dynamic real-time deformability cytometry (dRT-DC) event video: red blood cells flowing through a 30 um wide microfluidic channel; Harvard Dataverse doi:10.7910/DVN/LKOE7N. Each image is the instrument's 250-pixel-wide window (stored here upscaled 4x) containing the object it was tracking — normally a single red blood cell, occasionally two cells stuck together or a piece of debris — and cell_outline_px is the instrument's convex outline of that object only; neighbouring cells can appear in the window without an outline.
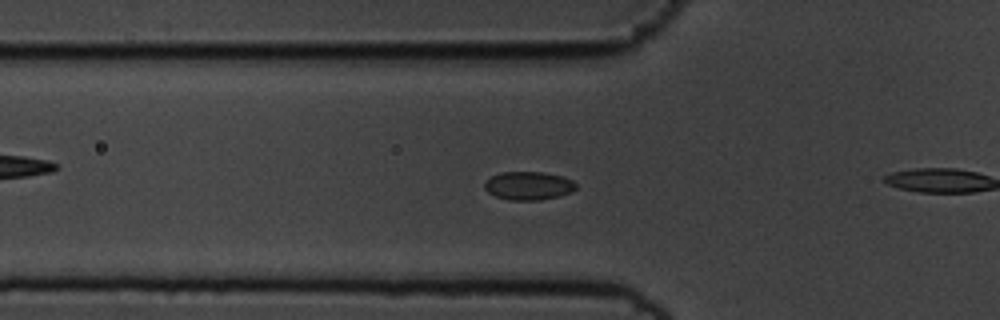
{"species": "common noctule bat (a hibernating species)", "species_latin": "Nyctalus noctula", "temperature_condition": "cold", "stored_images_in_passage": 58, "camera_frame_rate_fps": 3000, "um_per_image_px": 0.085, "animal": {"sex": "male", "body_mass_g": 19.5, "forearm_length_mm": 54.6}, "frame": {"image": 1, "passage_image": 20, "time_ms": 6.333, "image_size_px": [1000, 320], "cell_outline_px": [[576, 188], [572, 192], [560, 196], [540, 200], [512, 200], [496, 196], [488, 192], [484, 188], [484, 184], [492, 176], [500, 172], [544, 172], [564, 176], [572, 180], [576, 184]], "centroid_in_image_um": [44.96, 15.78], "position_along_channel_um": 80.8, "area_um2": 15.14}}
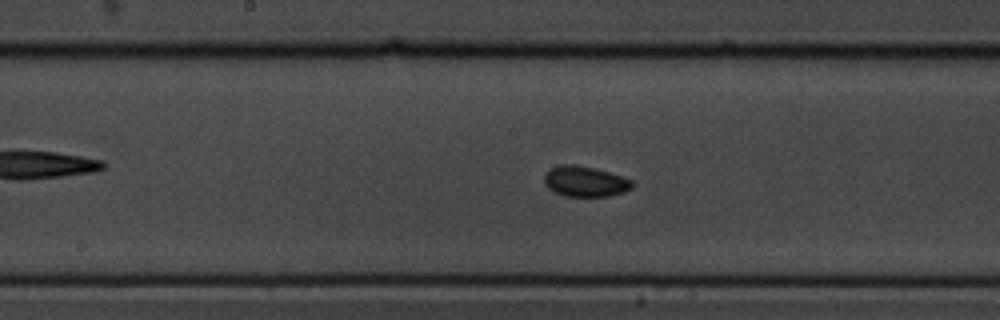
{"frame": {"image": 2, "passage_image": 30, "time_ms": 9.667, "image_size_px": [1000, 320], "cell_outline_px": [[632, 188], [624, 192], [608, 196], [564, 196], [552, 192], [544, 184], [544, 176], [552, 168], [560, 164], [576, 164], [608, 172], [632, 180]], "centroid_in_image_um": [49.7, 15.43], "position_along_channel_um": 198.5, "area_um2": 15.55}}
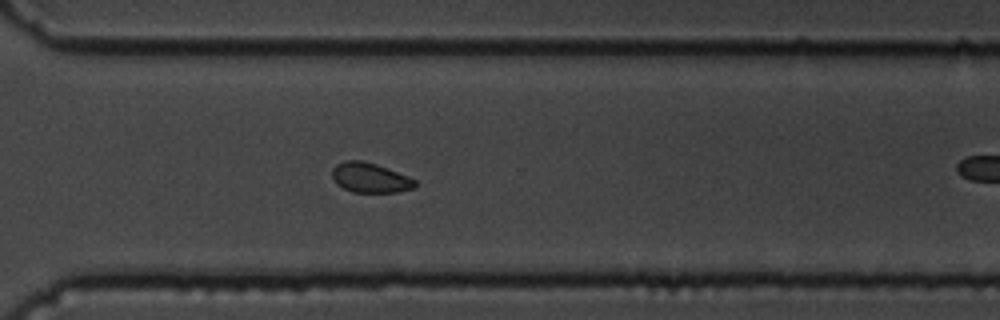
{"frame": {"image": 3, "passage_image": 42, "time_ms": 13.667, "image_size_px": [1000, 320], "cell_outline_px": [[416, 184], [412, 188], [396, 192], [352, 192], [336, 184], [332, 180], [332, 168], [336, 164], [344, 160], [360, 160], [376, 164], [408, 176], [416, 180]], "centroid_in_image_um": [31.41, 15.1], "position_along_channel_um": 339.2, "area_um2": 14.39}}